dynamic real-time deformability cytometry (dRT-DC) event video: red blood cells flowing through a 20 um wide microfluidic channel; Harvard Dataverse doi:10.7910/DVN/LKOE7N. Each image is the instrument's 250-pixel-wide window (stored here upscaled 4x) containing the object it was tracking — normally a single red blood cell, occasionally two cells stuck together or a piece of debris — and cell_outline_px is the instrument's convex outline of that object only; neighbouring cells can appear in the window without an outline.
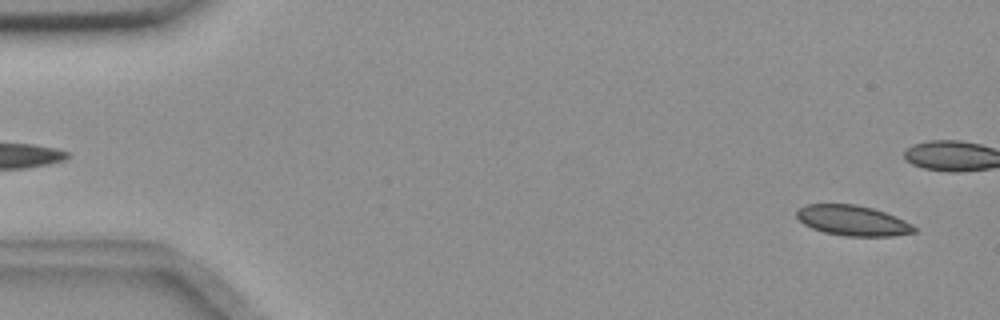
{"species": "common noctule bat (a hibernating species)", "species_latin": "Nyctalus noctula", "temperature_condition": "room temperature", "stored_images_in_passage": 10, "camera_frame_rate_fps": 3000, "um_per_image_px": 0.085, "animal": {"sex": "female", "body_mass_g": 18.4}, "frame": {"image": 1, "passage_image": 2, "time_ms": 0.333, "image_size_px": [1000, 320], "cell_outline_px": [[916, 232], [892, 236], [844, 236], [824, 232], [812, 228], [804, 224], [796, 216], [796, 212], [804, 204], [856, 204], [872, 208], [896, 216], [912, 224], [916, 228]], "centroid_in_image_um": [72.48, 18.74], "position_along_channel_um": 12.5, "area_um2": 20.75}}